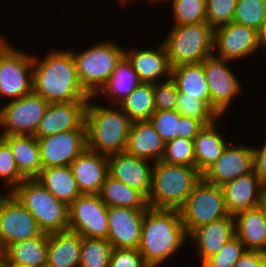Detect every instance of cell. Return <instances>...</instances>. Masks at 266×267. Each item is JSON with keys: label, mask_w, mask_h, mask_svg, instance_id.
<instances>
[{"label": "cell", "mask_w": 266, "mask_h": 267, "mask_svg": "<svg viewBox=\"0 0 266 267\" xmlns=\"http://www.w3.org/2000/svg\"><path fill=\"white\" fill-rule=\"evenodd\" d=\"M112 251L107 239L82 237L79 267H109Z\"/></svg>", "instance_id": "cell-36"}, {"label": "cell", "mask_w": 266, "mask_h": 267, "mask_svg": "<svg viewBox=\"0 0 266 267\" xmlns=\"http://www.w3.org/2000/svg\"><path fill=\"white\" fill-rule=\"evenodd\" d=\"M88 102L49 103L34 136L38 139L59 132L86 128Z\"/></svg>", "instance_id": "cell-17"}, {"label": "cell", "mask_w": 266, "mask_h": 267, "mask_svg": "<svg viewBox=\"0 0 266 267\" xmlns=\"http://www.w3.org/2000/svg\"><path fill=\"white\" fill-rule=\"evenodd\" d=\"M140 83L141 81L137 72L133 69L132 63L123 55L117 62L107 83L95 96L104 93L106 97L110 98L109 100L114 101L113 107H117L116 105H119Z\"/></svg>", "instance_id": "cell-33"}, {"label": "cell", "mask_w": 266, "mask_h": 267, "mask_svg": "<svg viewBox=\"0 0 266 267\" xmlns=\"http://www.w3.org/2000/svg\"><path fill=\"white\" fill-rule=\"evenodd\" d=\"M202 179L196 167L157 161L153 165L149 208L179 209Z\"/></svg>", "instance_id": "cell-4"}, {"label": "cell", "mask_w": 266, "mask_h": 267, "mask_svg": "<svg viewBox=\"0 0 266 267\" xmlns=\"http://www.w3.org/2000/svg\"><path fill=\"white\" fill-rule=\"evenodd\" d=\"M1 137L10 145L20 174L25 179L37 178L42 170L38 139L34 135Z\"/></svg>", "instance_id": "cell-27"}, {"label": "cell", "mask_w": 266, "mask_h": 267, "mask_svg": "<svg viewBox=\"0 0 266 267\" xmlns=\"http://www.w3.org/2000/svg\"><path fill=\"white\" fill-rule=\"evenodd\" d=\"M165 142L150 120L134 121L127 139L125 153L154 163L161 160Z\"/></svg>", "instance_id": "cell-24"}, {"label": "cell", "mask_w": 266, "mask_h": 267, "mask_svg": "<svg viewBox=\"0 0 266 267\" xmlns=\"http://www.w3.org/2000/svg\"><path fill=\"white\" fill-rule=\"evenodd\" d=\"M150 122L165 143L176 137L194 140L206 126L202 121L181 115L176 109L155 111L151 115Z\"/></svg>", "instance_id": "cell-25"}, {"label": "cell", "mask_w": 266, "mask_h": 267, "mask_svg": "<svg viewBox=\"0 0 266 267\" xmlns=\"http://www.w3.org/2000/svg\"><path fill=\"white\" fill-rule=\"evenodd\" d=\"M263 252H264V255H265V259H266V249Z\"/></svg>", "instance_id": "cell-54"}, {"label": "cell", "mask_w": 266, "mask_h": 267, "mask_svg": "<svg viewBox=\"0 0 266 267\" xmlns=\"http://www.w3.org/2000/svg\"><path fill=\"white\" fill-rule=\"evenodd\" d=\"M266 21V0H238L233 21L254 30Z\"/></svg>", "instance_id": "cell-37"}, {"label": "cell", "mask_w": 266, "mask_h": 267, "mask_svg": "<svg viewBox=\"0 0 266 267\" xmlns=\"http://www.w3.org/2000/svg\"><path fill=\"white\" fill-rule=\"evenodd\" d=\"M109 267H150L138 249L113 248Z\"/></svg>", "instance_id": "cell-45"}, {"label": "cell", "mask_w": 266, "mask_h": 267, "mask_svg": "<svg viewBox=\"0 0 266 267\" xmlns=\"http://www.w3.org/2000/svg\"><path fill=\"white\" fill-rule=\"evenodd\" d=\"M187 237L179 210L148 208L138 250L150 267H157L177 253Z\"/></svg>", "instance_id": "cell-2"}, {"label": "cell", "mask_w": 266, "mask_h": 267, "mask_svg": "<svg viewBox=\"0 0 266 267\" xmlns=\"http://www.w3.org/2000/svg\"><path fill=\"white\" fill-rule=\"evenodd\" d=\"M176 110L181 115L202 121L205 125L213 124L219 119L217 113L205 101L186 96L185 93H178Z\"/></svg>", "instance_id": "cell-39"}, {"label": "cell", "mask_w": 266, "mask_h": 267, "mask_svg": "<svg viewBox=\"0 0 266 267\" xmlns=\"http://www.w3.org/2000/svg\"><path fill=\"white\" fill-rule=\"evenodd\" d=\"M5 260V248L0 240V262Z\"/></svg>", "instance_id": "cell-50"}, {"label": "cell", "mask_w": 266, "mask_h": 267, "mask_svg": "<svg viewBox=\"0 0 266 267\" xmlns=\"http://www.w3.org/2000/svg\"><path fill=\"white\" fill-rule=\"evenodd\" d=\"M42 233L35 218L11 192L0 193V240L5 249Z\"/></svg>", "instance_id": "cell-12"}, {"label": "cell", "mask_w": 266, "mask_h": 267, "mask_svg": "<svg viewBox=\"0 0 266 267\" xmlns=\"http://www.w3.org/2000/svg\"><path fill=\"white\" fill-rule=\"evenodd\" d=\"M0 267H10L6 260L0 262Z\"/></svg>", "instance_id": "cell-51"}, {"label": "cell", "mask_w": 266, "mask_h": 267, "mask_svg": "<svg viewBox=\"0 0 266 267\" xmlns=\"http://www.w3.org/2000/svg\"><path fill=\"white\" fill-rule=\"evenodd\" d=\"M258 207L262 210L264 217L266 219V187L262 188L261 197L259 200V206Z\"/></svg>", "instance_id": "cell-49"}, {"label": "cell", "mask_w": 266, "mask_h": 267, "mask_svg": "<svg viewBox=\"0 0 266 267\" xmlns=\"http://www.w3.org/2000/svg\"><path fill=\"white\" fill-rule=\"evenodd\" d=\"M11 193L35 218L43 233L68 230V205L54 197L36 178L25 179Z\"/></svg>", "instance_id": "cell-5"}, {"label": "cell", "mask_w": 266, "mask_h": 267, "mask_svg": "<svg viewBox=\"0 0 266 267\" xmlns=\"http://www.w3.org/2000/svg\"><path fill=\"white\" fill-rule=\"evenodd\" d=\"M246 250L245 246L235 235L224 244L223 248L217 254L210 257L202 267H233Z\"/></svg>", "instance_id": "cell-43"}, {"label": "cell", "mask_w": 266, "mask_h": 267, "mask_svg": "<svg viewBox=\"0 0 266 267\" xmlns=\"http://www.w3.org/2000/svg\"><path fill=\"white\" fill-rule=\"evenodd\" d=\"M48 235L19 241L5 249V260L8 264L24 267H46L48 251Z\"/></svg>", "instance_id": "cell-29"}, {"label": "cell", "mask_w": 266, "mask_h": 267, "mask_svg": "<svg viewBox=\"0 0 266 267\" xmlns=\"http://www.w3.org/2000/svg\"><path fill=\"white\" fill-rule=\"evenodd\" d=\"M210 97L211 108L220 117L230 106V102L241 92L242 86L237 75L228 68V60L213 55L203 61Z\"/></svg>", "instance_id": "cell-14"}, {"label": "cell", "mask_w": 266, "mask_h": 267, "mask_svg": "<svg viewBox=\"0 0 266 267\" xmlns=\"http://www.w3.org/2000/svg\"><path fill=\"white\" fill-rule=\"evenodd\" d=\"M230 215L259 206L262 184L254 170L221 186Z\"/></svg>", "instance_id": "cell-22"}, {"label": "cell", "mask_w": 266, "mask_h": 267, "mask_svg": "<svg viewBox=\"0 0 266 267\" xmlns=\"http://www.w3.org/2000/svg\"><path fill=\"white\" fill-rule=\"evenodd\" d=\"M213 49L216 57L234 61L259 49L257 30L231 22L214 29Z\"/></svg>", "instance_id": "cell-16"}, {"label": "cell", "mask_w": 266, "mask_h": 267, "mask_svg": "<svg viewBox=\"0 0 266 267\" xmlns=\"http://www.w3.org/2000/svg\"><path fill=\"white\" fill-rule=\"evenodd\" d=\"M253 170V148L232 142L227 144L221 156L202 174V178L210 184L222 186Z\"/></svg>", "instance_id": "cell-15"}, {"label": "cell", "mask_w": 266, "mask_h": 267, "mask_svg": "<svg viewBox=\"0 0 266 267\" xmlns=\"http://www.w3.org/2000/svg\"><path fill=\"white\" fill-rule=\"evenodd\" d=\"M10 267H24V266H19V265H14V264H9Z\"/></svg>", "instance_id": "cell-53"}, {"label": "cell", "mask_w": 266, "mask_h": 267, "mask_svg": "<svg viewBox=\"0 0 266 267\" xmlns=\"http://www.w3.org/2000/svg\"><path fill=\"white\" fill-rule=\"evenodd\" d=\"M216 127L215 122L204 126L193 140L195 167L201 174L215 163L228 144Z\"/></svg>", "instance_id": "cell-32"}, {"label": "cell", "mask_w": 266, "mask_h": 267, "mask_svg": "<svg viewBox=\"0 0 266 267\" xmlns=\"http://www.w3.org/2000/svg\"><path fill=\"white\" fill-rule=\"evenodd\" d=\"M188 235L197 227L229 216L221 186L203 178L178 209Z\"/></svg>", "instance_id": "cell-8"}, {"label": "cell", "mask_w": 266, "mask_h": 267, "mask_svg": "<svg viewBox=\"0 0 266 267\" xmlns=\"http://www.w3.org/2000/svg\"><path fill=\"white\" fill-rule=\"evenodd\" d=\"M81 194H99L109 175L108 156L86 148L70 165Z\"/></svg>", "instance_id": "cell-20"}, {"label": "cell", "mask_w": 266, "mask_h": 267, "mask_svg": "<svg viewBox=\"0 0 266 267\" xmlns=\"http://www.w3.org/2000/svg\"><path fill=\"white\" fill-rule=\"evenodd\" d=\"M146 210L108 207V237L113 248L138 249Z\"/></svg>", "instance_id": "cell-18"}, {"label": "cell", "mask_w": 266, "mask_h": 267, "mask_svg": "<svg viewBox=\"0 0 266 267\" xmlns=\"http://www.w3.org/2000/svg\"><path fill=\"white\" fill-rule=\"evenodd\" d=\"M49 103L40 95L27 94L0 109V136L34 135Z\"/></svg>", "instance_id": "cell-10"}, {"label": "cell", "mask_w": 266, "mask_h": 267, "mask_svg": "<svg viewBox=\"0 0 266 267\" xmlns=\"http://www.w3.org/2000/svg\"><path fill=\"white\" fill-rule=\"evenodd\" d=\"M101 201L107 207H127L147 210V199L137 190L108 175L99 193Z\"/></svg>", "instance_id": "cell-34"}, {"label": "cell", "mask_w": 266, "mask_h": 267, "mask_svg": "<svg viewBox=\"0 0 266 267\" xmlns=\"http://www.w3.org/2000/svg\"><path fill=\"white\" fill-rule=\"evenodd\" d=\"M132 123L121 108L115 110L88 102L87 148L108 157L124 152Z\"/></svg>", "instance_id": "cell-3"}, {"label": "cell", "mask_w": 266, "mask_h": 267, "mask_svg": "<svg viewBox=\"0 0 266 267\" xmlns=\"http://www.w3.org/2000/svg\"><path fill=\"white\" fill-rule=\"evenodd\" d=\"M235 235L247 250L266 249V219L259 207L235 214ZM237 219V220H236Z\"/></svg>", "instance_id": "cell-28"}, {"label": "cell", "mask_w": 266, "mask_h": 267, "mask_svg": "<svg viewBox=\"0 0 266 267\" xmlns=\"http://www.w3.org/2000/svg\"><path fill=\"white\" fill-rule=\"evenodd\" d=\"M126 1H129V0H120V2H122V3H124V2L126 3ZM149 1H153V2L154 1H157L158 2L159 1L160 2L161 0H149ZM162 1H164V0H162Z\"/></svg>", "instance_id": "cell-52"}, {"label": "cell", "mask_w": 266, "mask_h": 267, "mask_svg": "<svg viewBox=\"0 0 266 267\" xmlns=\"http://www.w3.org/2000/svg\"><path fill=\"white\" fill-rule=\"evenodd\" d=\"M171 78L176 83L179 93L197 97L198 100L205 101L211 107L210 91L203 62L172 67Z\"/></svg>", "instance_id": "cell-30"}, {"label": "cell", "mask_w": 266, "mask_h": 267, "mask_svg": "<svg viewBox=\"0 0 266 267\" xmlns=\"http://www.w3.org/2000/svg\"><path fill=\"white\" fill-rule=\"evenodd\" d=\"M36 179L54 197L68 206L81 195L70 166L42 168Z\"/></svg>", "instance_id": "cell-31"}, {"label": "cell", "mask_w": 266, "mask_h": 267, "mask_svg": "<svg viewBox=\"0 0 266 267\" xmlns=\"http://www.w3.org/2000/svg\"><path fill=\"white\" fill-rule=\"evenodd\" d=\"M238 0H206L207 23L214 29L233 21Z\"/></svg>", "instance_id": "cell-42"}, {"label": "cell", "mask_w": 266, "mask_h": 267, "mask_svg": "<svg viewBox=\"0 0 266 267\" xmlns=\"http://www.w3.org/2000/svg\"><path fill=\"white\" fill-rule=\"evenodd\" d=\"M266 259L263 251L246 250L233 267H264Z\"/></svg>", "instance_id": "cell-46"}, {"label": "cell", "mask_w": 266, "mask_h": 267, "mask_svg": "<svg viewBox=\"0 0 266 267\" xmlns=\"http://www.w3.org/2000/svg\"><path fill=\"white\" fill-rule=\"evenodd\" d=\"M82 236L72 231L48 235L46 267H79Z\"/></svg>", "instance_id": "cell-26"}, {"label": "cell", "mask_w": 266, "mask_h": 267, "mask_svg": "<svg viewBox=\"0 0 266 267\" xmlns=\"http://www.w3.org/2000/svg\"><path fill=\"white\" fill-rule=\"evenodd\" d=\"M5 41L0 38V97L13 101L33 91V56Z\"/></svg>", "instance_id": "cell-9"}, {"label": "cell", "mask_w": 266, "mask_h": 267, "mask_svg": "<svg viewBox=\"0 0 266 267\" xmlns=\"http://www.w3.org/2000/svg\"><path fill=\"white\" fill-rule=\"evenodd\" d=\"M109 175L127 186L139 191L146 199L152 185L153 167L148 160L125 152L108 157Z\"/></svg>", "instance_id": "cell-19"}, {"label": "cell", "mask_w": 266, "mask_h": 267, "mask_svg": "<svg viewBox=\"0 0 266 267\" xmlns=\"http://www.w3.org/2000/svg\"><path fill=\"white\" fill-rule=\"evenodd\" d=\"M160 83L153 84L155 111L175 110L179 93L176 83L171 77Z\"/></svg>", "instance_id": "cell-44"}, {"label": "cell", "mask_w": 266, "mask_h": 267, "mask_svg": "<svg viewBox=\"0 0 266 267\" xmlns=\"http://www.w3.org/2000/svg\"><path fill=\"white\" fill-rule=\"evenodd\" d=\"M68 207L69 231L82 237L107 239L108 207L99 194H81Z\"/></svg>", "instance_id": "cell-11"}, {"label": "cell", "mask_w": 266, "mask_h": 267, "mask_svg": "<svg viewBox=\"0 0 266 267\" xmlns=\"http://www.w3.org/2000/svg\"><path fill=\"white\" fill-rule=\"evenodd\" d=\"M124 50L115 42L106 41L79 54L72 51L80 84L91 97L107 83L117 62L124 55Z\"/></svg>", "instance_id": "cell-7"}, {"label": "cell", "mask_w": 266, "mask_h": 267, "mask_svg": "<svg viewBox=\"0 0 266 267\" xmlns=\"http://www.w3.org/2000/svg\"><path fill=\"white\" fill-rule=\"evenodd\" d=\"M119 106L133 122L150 120L155 112L153 83L141 82Z\"/></svg>", "instance_id": "cell-35"}, {"label": "cell", "mask_w": 266, "mask_h": 267, "mask_svg": "<svg viewBox=\"0 0 266 267\" xmlns=\"http://www.w3.org/2000/svg\"><path fill=\"white\" fill-rule=\"evenodd\" d=\"M188 236L197 247L202 265L217 254L235 236V219L232 215L195 228Z\"/></svg>", "instance_id": "cell-21"}, {"label": "cell", "mask_w": 266, "mask_h": 267, "mask_svg": "<svg viewBox=\"0 0 266 267\" xmlns=\"http://www.w3.org/2000/svg\"><path fill=\"white\" fill-rule=\"evenodd\" d=\"M42 168L70 166L87 148V129L79 128L38 138Z\"/></svg>", "instance_id": "cell-13"}, {"label": "cell", "mask_w": 266, "mask_h": 267, "mask_svg": "<svg viewBox=\"0 0 266 267\" xmlns=\"http://www.w3.org/2000/svg\"><path fill=\"white\" fill-rule=\"evenodd\" d=\"M254 172L259 177L262 187H266V142L260 148L253 147Z\"/></svg>", "instance_id": "cell-47"}, {"label": "cell", "mask_w": 266, "mask_h": 267, "mask_svg": "<svg viewBox=\"0 0 266 267\" xmlns=\"http://www.w3.org/2000/svg\"><path fill=\"white\" fill-rule=\"evenodd\" d=\"M174 25H191L207 22L206 0H172Z\"/></svg>", "instance_id": "cell-38"}, {"label": "cell", "mask_w": 266, "mask_h": 267, "mask_svg": "<svg viewBox=\"0 0 266 267\" xmlns=\"http://www.w3.org/2000/svg\"><path fill=\"white\" fill-rule=\"evenodd\" d=\"M124 55L132 63L141 82L157 83L163 75L167 79L171 77V69L168 54L164 43H160L158 49H130L124 50Z\"/></svg>", "instance_id": "cell-23"}, {"label": "cell", "mask_w": 266, "mask_h": 267, "mask_svg": "<svg viewBox=\"0 0 266 267\" xmlns=\"http://www.w3.org/2000/svg\"><path fill=\"white\" fill-rule=\"evenodd\" d=\"M161 161L168 164L195 167L194 142L184 137H176L165 143Z\"/></svg>", "instance_id": "cell-40"}, {"label": "cell", "mask_w": 266, "mask_h": 267, "mask_svg": "<svg viewBox=\"0 0 266 267\" xmlns=\"http://www.w3.org/2000/svg\"><path fill=\"white\" fill-rule=\"evenodd\" d=\"M40 61L33 56L34 93L48 103L91 101L78 79L72 50H53Z\"/></svg>", "instance_id": "cell-1"}, {"label": "cell", "mask_w": 266, "mask_h": 267, "mask_svg": "<svg viewBox=\"0 0 266 267\" xmlns=\"http://www.w3.org/2000/svg\"><path fill=\"white\" fill-rule=\"evenodd\" d=\"M257 35L259 48L264 47V50H266V21L258 29Z\"/></svg>", "instance_id": "cell-48"}, {"label": "cell", "mask_w": 266, "mask_h": 267, "mask_svg": "<svg viewBox=\"0 0 266 267\" xmlns=\"http://www.w3.org/2000/svg\"><path fill=\"white\" fill-rule=\"evenodd\" d=\"M0 178L11 186L12 192L25 178L20 174L10 145L0 136Z\"/></svg>", "instance_id": "cell-41"}, {"label": "cell", "mask_w": 266, "mask_h": 267, "mask_svg": "<svg viewBox=\"0 0 266 267\" xmlns=\"http://www.w3.org/2000/svg\"><path fill=\"white\" fill-rule=\"evenodd\" d=\"M214 28L207 22L173 26L163 41L171 67L201 63L215 54Z\"/></svg>", "instance_id": "cell-6"}]
</instances>
